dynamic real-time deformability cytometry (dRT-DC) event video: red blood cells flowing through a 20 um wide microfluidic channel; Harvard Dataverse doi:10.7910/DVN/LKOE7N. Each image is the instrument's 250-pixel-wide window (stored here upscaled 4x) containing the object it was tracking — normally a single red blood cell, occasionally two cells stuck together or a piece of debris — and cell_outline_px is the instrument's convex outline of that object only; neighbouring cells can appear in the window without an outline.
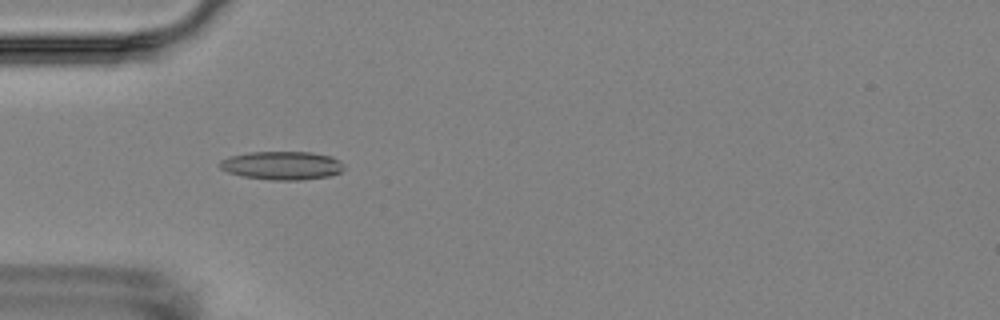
{"species": "Egyptian fruit bat (a non-hibernating species)", "species_latin": "Rousettus aegyptiacus", "temperature_condition": "room temperature", "stored_images_in_passage": 5, "camera_frame_rate_fps": 3000, "um_per_image_px": 0.085, "animal": {"sex": "female"}, "frame": {"image": 1, "passage_image": 5, "time_ms": 5.667, "image_size_px": [1000, 320], "cell_outline_px": [[344, 168], [340, 172], [328, 176], [300, 180], [272, 180], [244, 176], [228, 172], [220, 168], [216, 164], [220, 160], [228, 156], [248, 152], [312, 152], [332, 156], [340, 160], [344, 164]], "centroid_in_image_um": [23.95, 14.05], "position_along_channel_um": 61.0, "area_um2": 20.75}}